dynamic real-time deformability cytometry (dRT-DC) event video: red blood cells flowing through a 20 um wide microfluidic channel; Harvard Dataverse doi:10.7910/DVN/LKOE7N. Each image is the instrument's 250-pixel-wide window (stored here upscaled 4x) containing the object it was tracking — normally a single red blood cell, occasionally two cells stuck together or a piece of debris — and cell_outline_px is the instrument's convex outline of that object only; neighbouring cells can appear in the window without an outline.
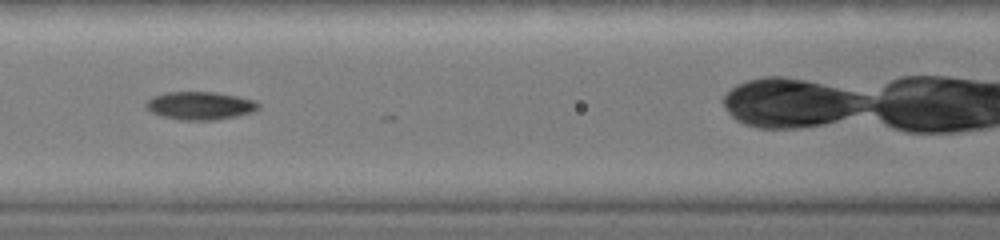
{"species": "common noctule bat (a hibernating species)", "species_latin": "Nyctalus noctula", "temperature_condition": "warm", "stored_images_in_passage": 28, "camera_frame_rate_fps": 3000, "um_per_image_px": 0.085, "animal": {"sex": "female", "body_mass_g": 19.0, "forearm_length_mm": 51.5}, "frame": {"image": 1, "passage_image": 20, "time_ms": 3.0, "image_size_px": [1000, 240], "cell_outline_px": [[260, 108], [252, 112], [236, 116], [212, 120], [180, 120], [160, 116], [152, 112], [144, 104], [152, 96], [164, 92], [212, 92], [236, 96], [256, 100], [260, 104]], "centroid_in_image_um": [17.0, 8.98], "position_along_channel_um": 149.6, "area_um2": 18.38}}